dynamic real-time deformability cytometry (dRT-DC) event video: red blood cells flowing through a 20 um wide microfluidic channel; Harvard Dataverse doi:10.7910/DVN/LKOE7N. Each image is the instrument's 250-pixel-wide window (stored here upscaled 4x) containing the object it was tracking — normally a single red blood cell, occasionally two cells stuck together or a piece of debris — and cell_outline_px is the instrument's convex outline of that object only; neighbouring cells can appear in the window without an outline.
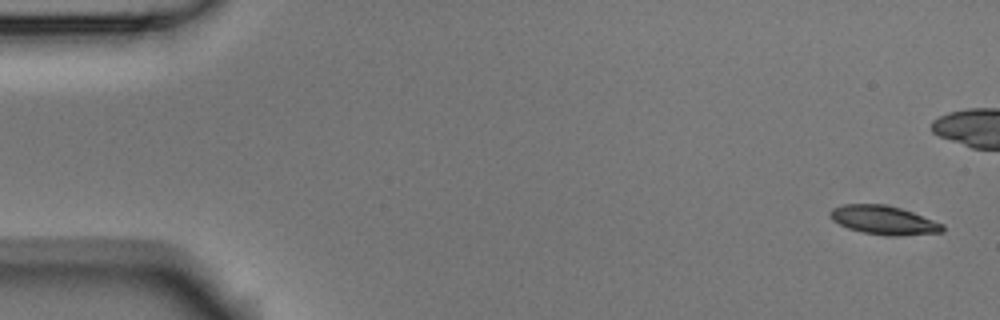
{"species": "Egyptian fruit bat (a non-hibernating species)", "species_latin": "Rousettus aegyptiacus", "temperature_condition": "room temperature", "stored_images_in_passage": 6, "camera_frame_rate_fps": 3000, "um_per_image_px": 0.085, "animal": {"sex": "male"}, "frame": {"image": 1, "passage_image": 1, "time_ms": 0.0, "image_size_px": [1000, 320], "cell_outline_px": [[944, 232], [860, 232], [848, 228], [832, 220], [828, 212], [832, 208], [844, 204], [884, 204], [900, 208], [912, 212], [944, 224]], "centroid_in_image_um": [75.01, 18.63], "position_along_channel_um": 10.0, "area_um2": 17.57}}